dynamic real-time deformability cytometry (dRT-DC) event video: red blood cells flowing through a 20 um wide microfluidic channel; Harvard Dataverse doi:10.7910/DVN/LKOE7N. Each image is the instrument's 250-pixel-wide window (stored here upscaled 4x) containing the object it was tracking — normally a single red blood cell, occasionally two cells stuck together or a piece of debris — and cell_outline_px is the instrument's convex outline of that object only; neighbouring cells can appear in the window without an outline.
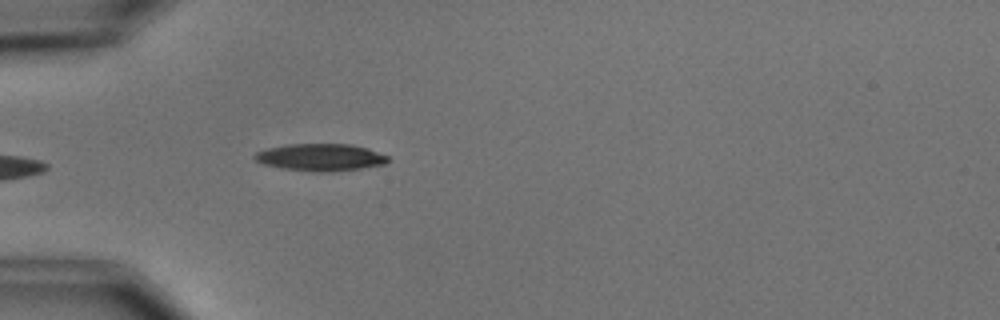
{"species": "common noctule bat (a hibernating species)", "species_latin": "Nyctalus noctula", "temperature_condition": "cold", "stored_images_in_passage": 1, "camera_frame_rate_fps": 3000, "um_per_image_px": 0.085, "animal": {"sex": "male", "body_mass_g": 15.6}, "frame": {"image": 1, "passage_image": 1, "time_ms": 0.0, "image_size_px": [1000, 320], "cell_outline_px": [[388, 160], [384, 164], [360, 168], [332, 172], [320, 172], [280, 168], [264, 164], [256, 160], [252, 156], [256, 152], [268, 148], [288, 144], [352, 144], [368, 148], [388, 156]], "centroid_in_image_um": [27.23, 13.37], "position_along_channel_um": 57.8, "area_um2": 21.04}}